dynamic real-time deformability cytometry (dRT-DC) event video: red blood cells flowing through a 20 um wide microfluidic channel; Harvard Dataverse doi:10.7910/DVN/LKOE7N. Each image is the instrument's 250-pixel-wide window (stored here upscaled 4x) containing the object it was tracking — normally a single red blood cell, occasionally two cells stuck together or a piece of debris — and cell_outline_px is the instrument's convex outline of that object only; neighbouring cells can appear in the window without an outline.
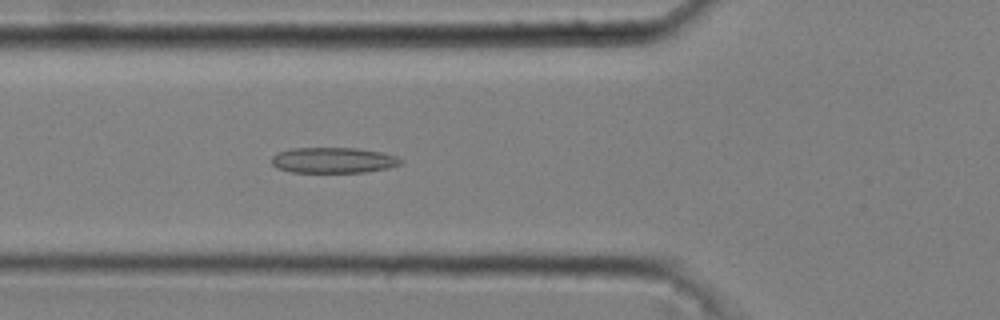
{"species": "common noctule bat (a hibernating species)", "species_latin": "Nyctalus noctula", "temperature_condition": "cold", "stored_images_in_passage": 50, "camera_frame_rate_fps": 3000, "um_per_image_px": 0.085, "animal": {"sex": "male", "body_mass_g": 20.4}, "frame": {"image": 1, "passage_image": 18, "time_ms": 5.667, "image_size_px": [1000, 320], "cell_outline_px": [[404, 160], [400, 164], [388, 168], [364, 172], [292, 172], [276, 168], [272, 164], [272, 156], [280, 152], [292, 148], [356, 148], [384, 152], [396, 156]], "centroid_in_image_um": [28.35, 13.62], "position_along_channel_um": 97.4, "area_um2": 19.31}}
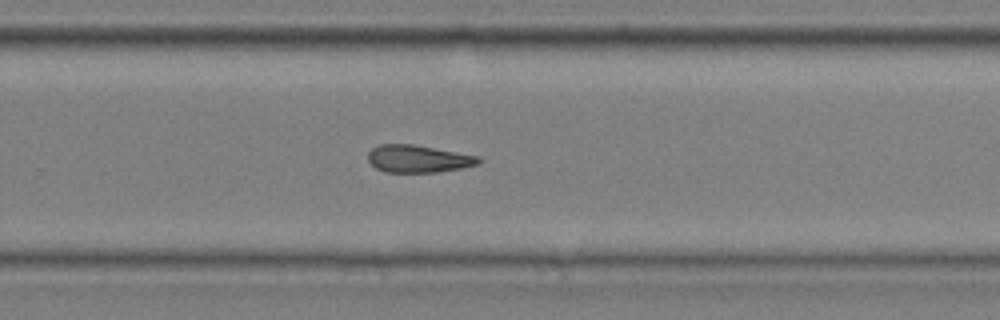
{"frame": {"image": 2, "passage_image": 34, "time_ms": 11.0, "image_size_px": [1000, 320], "cell_outline_px": [[484, 160], [480, 164], [440, 172], [384, 172], [376, 168], [368, 160], [368, 152], [372, 148], [380, 144], [412, 144], [480, 156]], "centroid_in_image_um": [35.58, 13.5], "position_along_channel_um": 294.2, "area_um2": 17.8}}
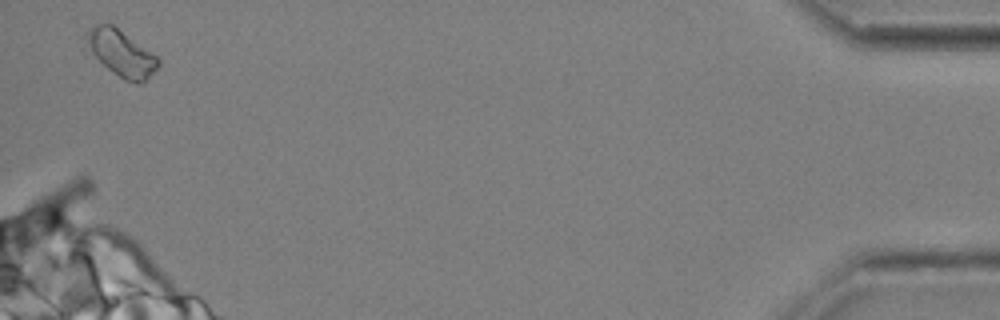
{"frame": {"image": 3, "passage_image": 50, "time_ms": 16.333, "image_size_px": [1000, 320], "cell_outline_px": [[160, 64], [140, 84], [136, 84], [124, 80], [112, 72], [92, 52], [88, 44], [88, 36], [92, 28], [96, 24], [112, 24], [156, 56], [160, 60]], "centroid_in_image_um": [10.35, 4.55], "position_along_channel_um": 424.8, "area_um2": 18.32}, "authors_computed_cell_mechanics": {"area_um2": 18.0047, "velocity_mm_per_s": 3.6907, "shape_relaxation_time_tau1_ms": null, "shape_relaxation_time_tau2_ms": 5.4928, "deformation_change_tau1": null, "deformation_change_tau2": 0.1452}}